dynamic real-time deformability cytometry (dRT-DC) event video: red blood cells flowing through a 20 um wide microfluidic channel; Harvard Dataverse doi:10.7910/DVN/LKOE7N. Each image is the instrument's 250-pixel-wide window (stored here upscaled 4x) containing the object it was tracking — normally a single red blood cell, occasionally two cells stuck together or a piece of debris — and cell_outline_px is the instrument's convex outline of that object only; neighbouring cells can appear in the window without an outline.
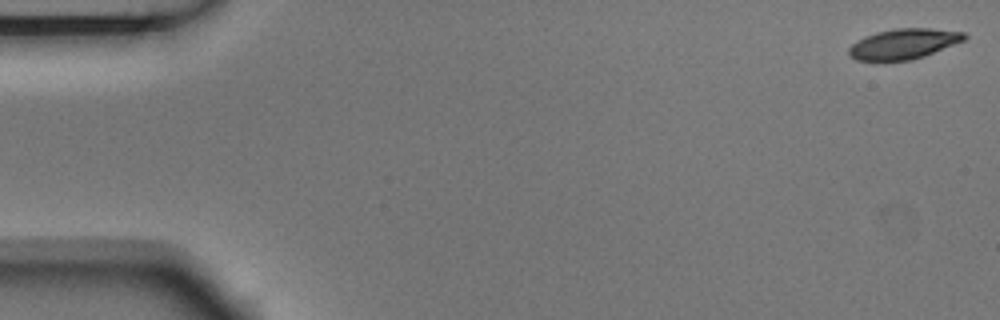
{"species": "Egyptian fruit bat (a non-hibernating species)", "species_latin": "Rousettus aegyptiacus", "temperature_condition": "room temperature", "stored_images_in_passage": 4, "camera_frame_rate_fps": 3000, "um_per_image_px": 0.085, "animal": {"sex": "male"}, "frame": {"image": 1, "passage_image": 1, "time_ms": 0.0, "image_size_px": [1000, 320], "cell_outline_px": [[968, 36], [964, 40], [924, 56], [912, 60], [884, 64], [876, 64], [856, 60], [848, 56], [848, 48], [856, 40], [864, 36], [876, 32], [896, 28], [928, 28], [964, 32]], "centroid_in_image_um": [76.69, 3.79], "position_along_channel_um": 8.3, "area_um2": 21.27}}